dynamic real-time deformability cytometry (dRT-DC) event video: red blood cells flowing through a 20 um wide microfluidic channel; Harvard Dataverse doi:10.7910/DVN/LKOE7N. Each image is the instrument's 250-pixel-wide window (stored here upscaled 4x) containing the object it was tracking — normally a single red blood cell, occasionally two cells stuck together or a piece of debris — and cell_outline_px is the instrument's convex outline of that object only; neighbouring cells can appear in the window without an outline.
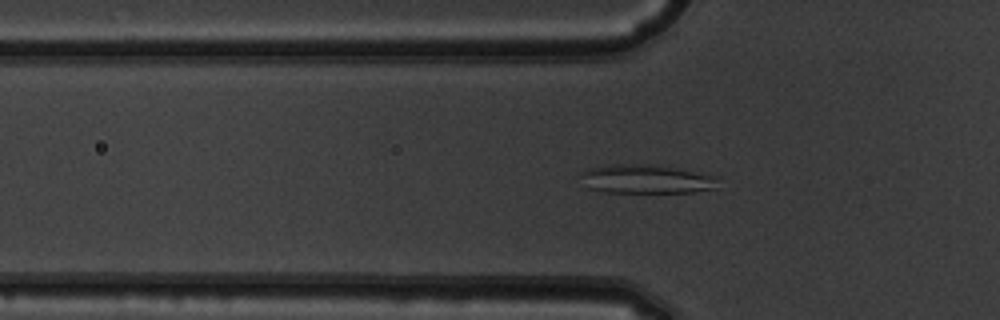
{"species": "common noctule bat (a hibernating species)", "species_latin": "Nyctalus noctula", "temperature_condition": "warm", "stored_images_in_passage": 47, "camera_frame_rate_fps": 3000, "um_per_image_px": 0.085, "animal": {"sex": "male", "body_mass_g": 19.5, "forearm_length_mm": 54.6}, "frame": {"image": 1, "passage_image": 17, "time_ms": 5.333, "image_size_px": [1000, 320], "cell_outline_px": [[720, 176], [716, 188], [692, 192], [604, 192], [588, 188], [580, 172], [588, 168], [612, 164], [652, 164], [680, 168]], "centroid_in_image_um": [54.99, 15.21], "position_along_channel_um": 70.8, "area_um2": 23.35}}
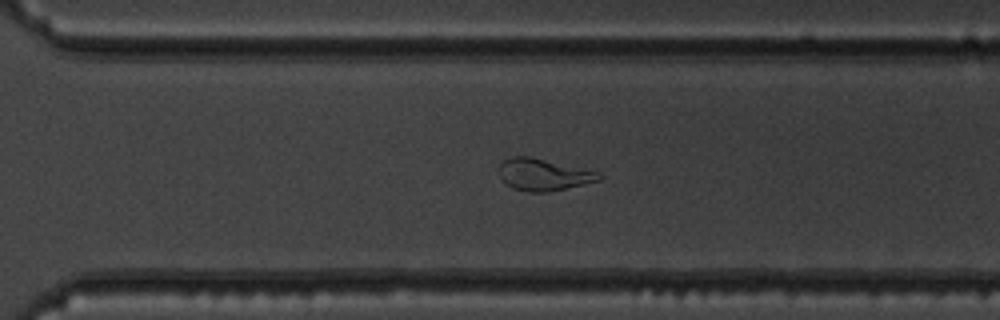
{"frame": {"image": 2, "passage_image": 36, "time_ms": 11.667, "image_size_px": [1000, 320], "cell_outline_px": [[604, 176], [600, 180], [584, 184], [548, 192], [528, 192], [512, 188], [500, 176], [500, 164], [504, 160], [512, 156], [528, 156], [600, 172]], "centroid_in_image_um": [46.22, 14.85], "position_along_channel_um": 324.4, "area_um2": 18.38}}
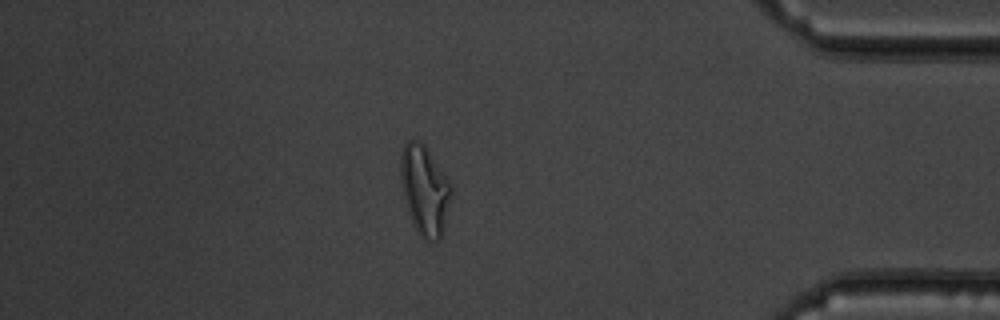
{"frame": {"image": 3, "passage_image": 44, "time_ms": 14.333, "image_size_px": [1000, 320], "cell_outline_px": [[452, 192], [440, 240], [424, 240], [416, 232], [412, 224], [408, 212], [400, 180], [400, 156], [404, 144], [408, 140], [416, 140], [424, 144], [428, 148], [452, 184]], "centroid_in_image_um": [36.08, 16.14], "position_along_channel_um": 399.1, "area_um2": 26.59}}